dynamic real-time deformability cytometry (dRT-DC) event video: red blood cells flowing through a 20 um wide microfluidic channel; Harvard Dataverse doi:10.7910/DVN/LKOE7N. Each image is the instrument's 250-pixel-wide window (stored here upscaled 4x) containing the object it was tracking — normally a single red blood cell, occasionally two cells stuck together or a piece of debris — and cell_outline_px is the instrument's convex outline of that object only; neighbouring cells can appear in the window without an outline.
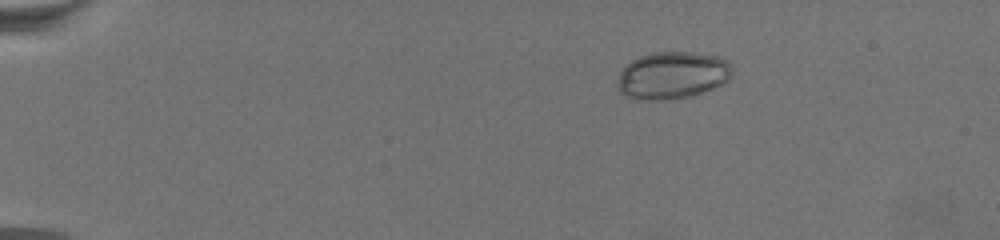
{"species": "common noctule bat (a hibernating species)", "species_latin": "Nyctalus noctula", "temperature_condition": "warm", "stored_images_in_passage": 61, "camera_frame_rate_fps": 3000, "um_per_image_px": 0.085, "animal": {"sex": "female", "body_mass_g": 19.5, "forearm_length_mm": 54.1}, "frame": {"image": 1, "passage_image": 1, "time_ms": 0.0, "image_size_px": [1000, 240], "cell_outline_px": [[732, 76], [728, 80], [712, 88], [688, 96], [664, 100], [636, 100], [624, 96], [620, 92], [620, 72], [632, 60], [640, 56], [652, 52], [692, 52], [716, 56], [728, 60], [732, 68]], "centroid_in_image_um": [57.16, 6.39], "position_along_channel_um": 27.8, "area_um2": 31.33}}
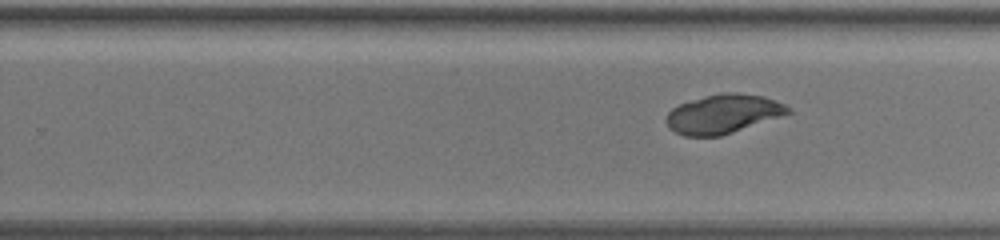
{"frame": {"image": 2, "passage_image": 36, "time_ms": 11.667, "image_size_px": [1000, 240], "cell_outline_px": [[792, 112], [720, 136], [684, 136], [668, 128], [668, 112], [672, 108], [680, 104], [704, 96], [724, 92], [736, 92], [764, 96], [776, 100], [792, 108]], "centroid_in_image_um": [61.49, 9.67], "position_along_channel_um": 268.3, "area_um2": 27.4}}
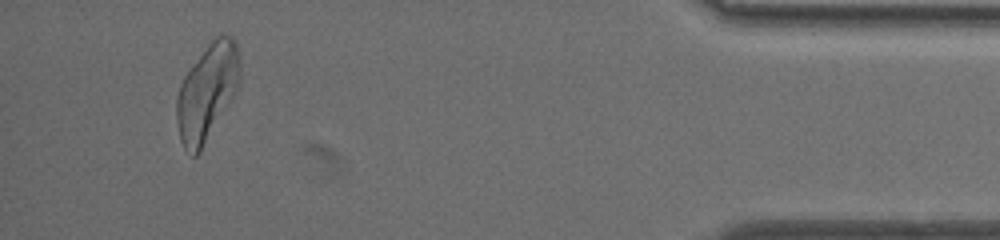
{"frame": {"image": 3, "passage_image": 57, "time_ms": 18.667, "image_size_px": [1000, 240], "cell_outline_px": [[240, 84], [232, 100], [200, 152], [196, 156], [192, 156], [184, 148], [180, 140], [176, 120], [176, 100], [180, 84], [184, 76], [208, 44], [220, 32], [224, 32], [232, 36], [236, 40], [240, 52]], "centroid_in_image_um": [17.64, 7.8], "position_along_channel_um": 417.6, "area_um2": 36.13}}